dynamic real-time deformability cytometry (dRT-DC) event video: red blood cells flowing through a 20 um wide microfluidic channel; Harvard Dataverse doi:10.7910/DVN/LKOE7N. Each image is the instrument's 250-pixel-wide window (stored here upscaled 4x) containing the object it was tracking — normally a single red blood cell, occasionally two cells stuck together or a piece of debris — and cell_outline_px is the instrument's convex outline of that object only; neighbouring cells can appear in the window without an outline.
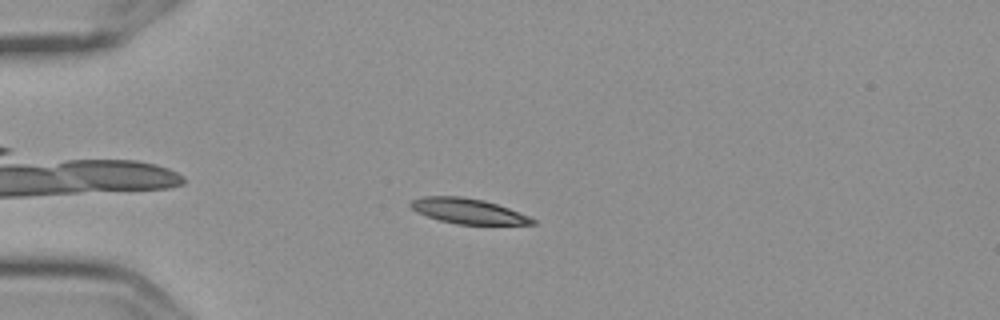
{"species": "Egyptian fruit bat (a non-hibernating species)", "species_latin": "Rousettus aegyptiacus", "temperature_condition": "cold", "stored_images_in_passage": 6, "camera_frame_rate_fps": 3000, "um_per_image_px": 0.085, "frame": {"image": 1, "passage_image": 3, "time_ms": 0.667, "image_size_px": [1000, 320], "cell_outline_px": [[536, 224], [456, 224], [440, 220], [428, 216], [412, 208], [408, 204], [412, 200], [424, 196], [460, 196], [484, 200], [508, 208], [528, 216], [536, 220]], "centroid_in_image_um": [39.78, 17.93], "position_along_channel_um": 45.2, "area_um2": 17.57}}
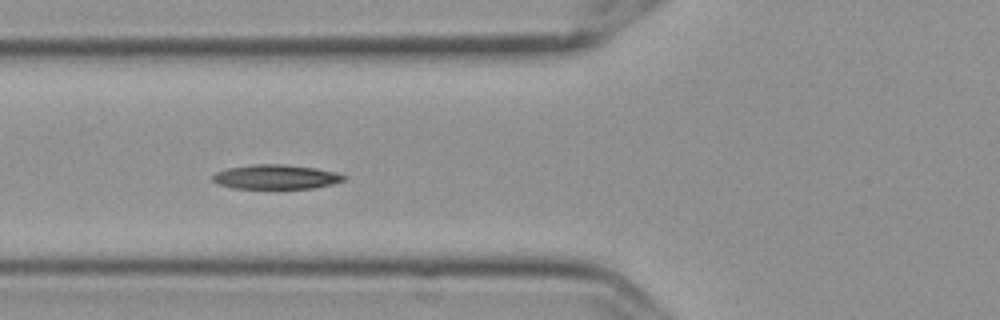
{"frame": {"image": 2, "passage_image": 5, "time_ms": 1.333, "image_size_px": [1000, 320], "cell_outline_px": [[348, 176], [344, 180], [332, 184], [312, 188], [232, 188], [220, 184], [212, 180], [212, 176], [216, 172], [228, 168], [252, 164], [284, 164], [316, 168], [336, 172]], "centroid_in_image_um": [23.47, 15.03], "position_along_channel_um": 102.3, "area_um2": 18.61}}
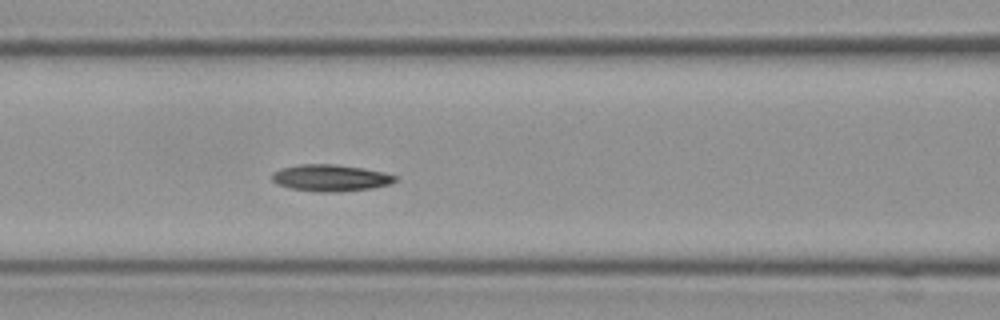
{"frame": {"image": 3, "passage_image": 6, "time_ms": 1.667, "image_size_px": [1000, 320], "cell_outline_px": [[400, 180], [388, 184], [372, 188], [336, 192], [320, 192], [292, 188], [276, 184], [272, 180], [272, 172], [280, 168], [300, 164], [336, 164], [384, 172], [396, 176]], "centroid_in_image_um": [28.08, 15.11], "position_along_channel_um": 138.5, "area_um2": 19.13}}